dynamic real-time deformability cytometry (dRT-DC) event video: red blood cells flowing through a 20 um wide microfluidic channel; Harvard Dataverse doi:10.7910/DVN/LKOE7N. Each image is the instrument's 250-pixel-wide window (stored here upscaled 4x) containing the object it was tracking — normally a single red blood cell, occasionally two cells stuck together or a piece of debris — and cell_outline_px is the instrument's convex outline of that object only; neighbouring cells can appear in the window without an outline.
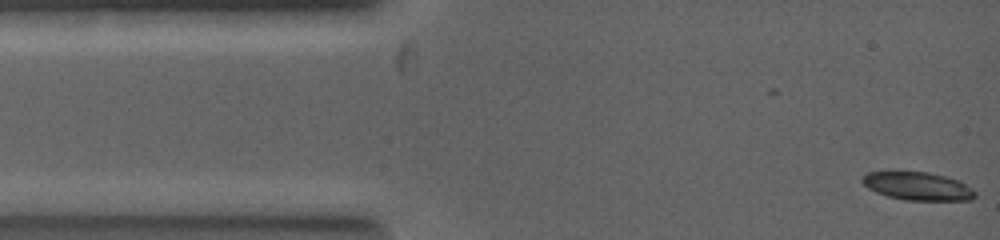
{"species": "common noctule bat (a hibernating species)", "species_latin": "Nyctalus noctula", "temperature_condition": "warm", "stored_images_in_passage": 22, "camera_frame_rate_fps": 5000, "um_per_image_px": 0.085, "animal": {"sex": "female", "body_mass_g": 19.0, "forearm_length_mm": 53.3}, "frame": {"image": 1, "passage_image": 1, "time_ms": 0.0, "image_size_px": [1000, 240], "cell_outline_px": [[976, 196], [972, 200], [904, 200], [888, 196], [876, 192], [868, 188], [860, 180], [868, 172], [928, 172], [960, 180], [972, 188], [976, 192]], "centroid_in_image_um": [78.04, 15.83], "position_along_channel_um": 7.0, "area_um2": 18.44}}
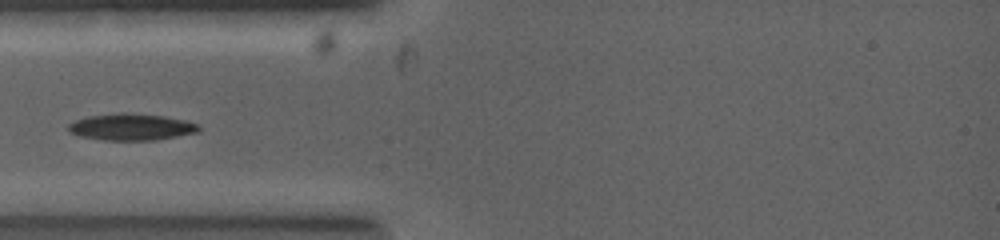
{"frame": {"image": 2, "passage_image": 10, "time_ms": 2.2, "image_size_px": [1000, 240], "cell_outline_px": [[200, 132], [156, 140], [104, 140], [80, 136], [68, 132], [68, 124], [76, 120], [88, 116], [120, 112], [124, 112], [164, 116], [188, 120], [200, 124]], "centroid_in_image_um": [11.2, 10.79], "position_along_channel_um": 73.8, "area_um2": 20.52}}
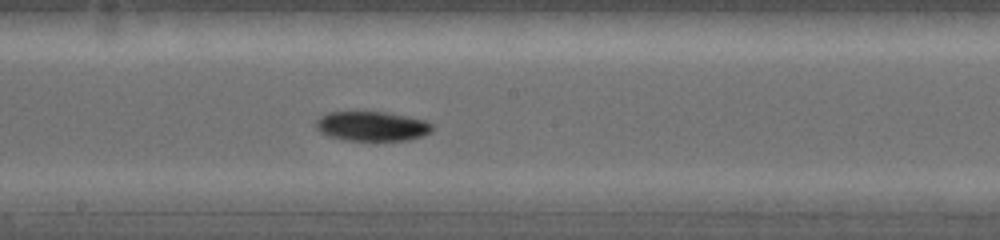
{"frame": {"image": 3, "passage_image": 21, "time_ms": 4.4, "image_size_px": [1000, 240], "cell_outline_px": [[432, 132], [424, 136], [408, 140], [344, 140], [328, 136], [320, 132], [316, 128], [316, 120], [320, 116], [328, 112], [384, 112], [428, 120], [432, 124]], "centroid_in_image_um": [31.64, 10.73], "position_along_channel_um": 216.6, "area_um2": 20.17}}